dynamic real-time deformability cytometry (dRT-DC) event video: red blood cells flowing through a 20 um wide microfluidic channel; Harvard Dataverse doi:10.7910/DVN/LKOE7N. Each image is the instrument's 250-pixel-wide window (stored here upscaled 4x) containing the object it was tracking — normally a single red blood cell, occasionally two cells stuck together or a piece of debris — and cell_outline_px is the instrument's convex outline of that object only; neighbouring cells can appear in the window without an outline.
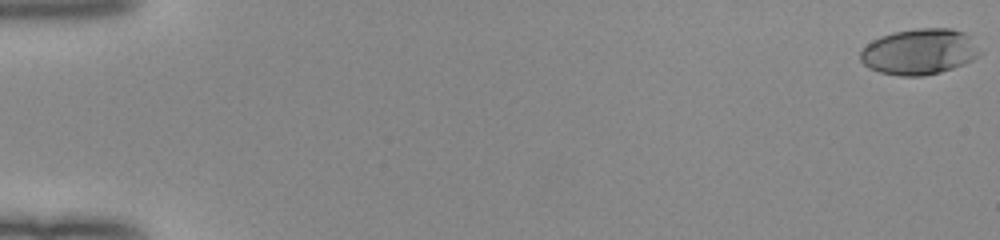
{"species": "human", "species_latin": "Homo sapiens", "temperature_condition": "room temperature", "stored_images_in_passage": 53, "camera_frame_rate_fps": 3000, "um_per_image_px": 0.085, "donor": {"sex": "female"}, "frame": {"image": 1, "passage_image": 1, "time_ms": 0.0, "image_size_px": [1000, 240], "cell_outline_px": [[984, 52], [980, 56], [964, 64], [940, 72], [924, 76], [900, 76], [880, 72], [868, 68], [860, 60], [860, 52], [872, 40], [880, 36], [892, 32], [916, 28], [952, 28], [964, 32], [972, 36]], "centroid_in_image_um": [78.21, 4.38], "position_along_channel_um": 6.8, "area_um2": 32.48}}
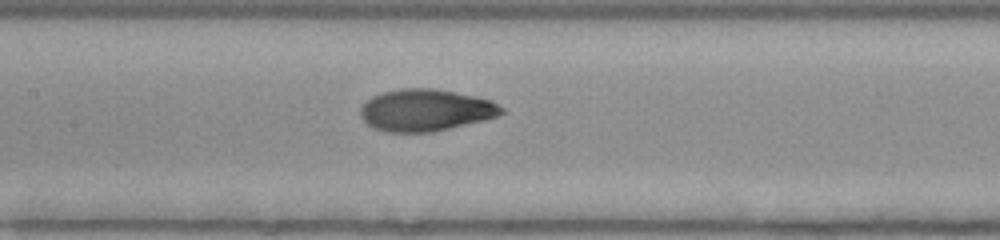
{"frame": {"image": 2, "passage_image": 27, "time_ms": 8.667, "image_size_px": [1000, 240], "cell_outline_px": [[504, 112], [496, 116], [484, 120], [432, 132], [384, 132], [368, 124], [360, 116], [360, 108], [372, 96], [384, 92], [400, 88], [432, 88], [456, 92], [476, 96], [492, 100], [504, 108]], "centroid_in_image_um": [36.19, 9.36], "position_along_channel_um": 171.2, "area_um2": 34.39}}
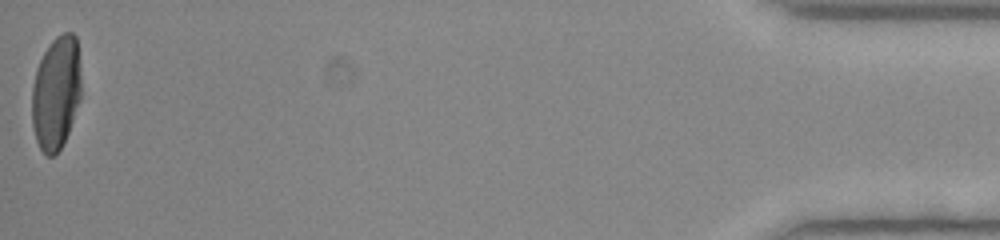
{"frame": {"image": 3, "passage_image": 53, "time_ms": 17.333, "image_size_px": [1000, 240], "cell_outline_px": [[80, 100], [68, 132], [60, 148], [52, 156], [48, 156], [40, 148], [36, 140], [32, 124], [32, 88], [36, 68], [44, 52], [52, 40], [56, 36], [64, 32], [72, 32], [76, 36], [80, 64]], "centroid_in_image_um": [4.76, 7.85], "position_along_channel_um": 430.4, "area_um2": 32.48}, "authors_computed_cell_mechanics": {"area_um2": 33.9286, "velocity_mm_per_s": 4.0139, "shape_relaxation_time_tau1_ms": 5.3046, "shape_relaxation_time_tau2_ms": 0.8042, "deformation_change_tau1": 0.2305, "deformation_change_tau2": 0.0511}}